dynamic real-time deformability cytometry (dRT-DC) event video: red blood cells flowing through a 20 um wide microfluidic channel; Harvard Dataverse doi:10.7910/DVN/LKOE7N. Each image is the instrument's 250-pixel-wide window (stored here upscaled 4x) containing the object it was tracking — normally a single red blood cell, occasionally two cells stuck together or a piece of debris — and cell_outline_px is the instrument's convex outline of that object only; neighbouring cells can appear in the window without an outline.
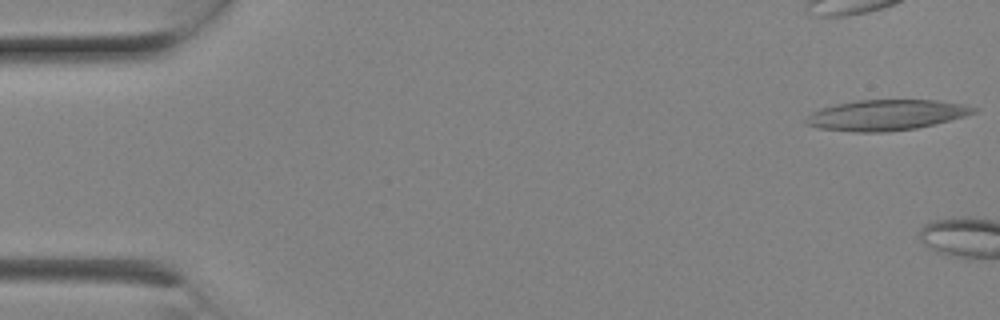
{"species": "Egyptian fruit bat (a non-hibernating species)", "species_latin": "Rousettus aegyptiacus", "temperature_condition": "room temperature", "stored_images_in_passage": 3, "camera_frame_rate_fps": 3000, "um_per_image_px": 0.085, "animal": {"sex": "female"}, "frame": {"image": 1, "passage_image": 1, "time_ms": 0.0, "image_size_px": [1000, 320], "cell_outline_px": [[976, 112], [964, 116], [916, 128], [884, 132], [856, 132], [820, 128], [804, 124], [804, 120], [812, 112], [820, 108], [836, 104], [856, 100], [936, 100], [964, 104], [976, 108]], "centroid_in_image_um": [75.28, 9.77], "position_along_channel_um": 9.7, "area_um2": 29.65}}